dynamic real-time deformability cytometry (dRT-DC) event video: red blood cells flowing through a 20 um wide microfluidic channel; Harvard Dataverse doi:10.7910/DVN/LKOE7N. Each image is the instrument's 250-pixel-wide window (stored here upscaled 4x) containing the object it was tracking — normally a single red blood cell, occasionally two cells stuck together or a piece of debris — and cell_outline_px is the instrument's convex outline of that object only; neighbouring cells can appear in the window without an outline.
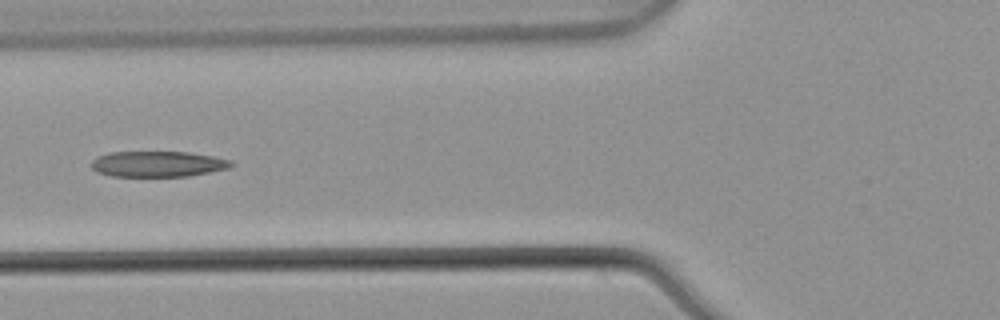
{"species": "common noctule bat (a hibernating species)", "species_latin": "Nyctalus noctula", "temperature_condition": "warm", "stored_images_in_passage": 6, "camera_frame_rate_fps": 3000, "um_per_image_px": 0.085, "animal": {"sex": "male", "body_mass_g": 21.5, "forearm_length_mm": 52.0}, "frame": {"image": 1, "passage_image": 5, "time_ms": 1.333, "image_size_px": [1000, 320], "cell_outline_px": [[236, 164], [228, 168], [188, 176], [112, 176], [96, 172], [88, 164], [96, 156], [108, 152], [188, 152], [212, 156], [232, 160]], "centroid_in_image_um": [13.37, 13.93], "position_along_channel_um": 112.4, "area_um2": 21.1}}
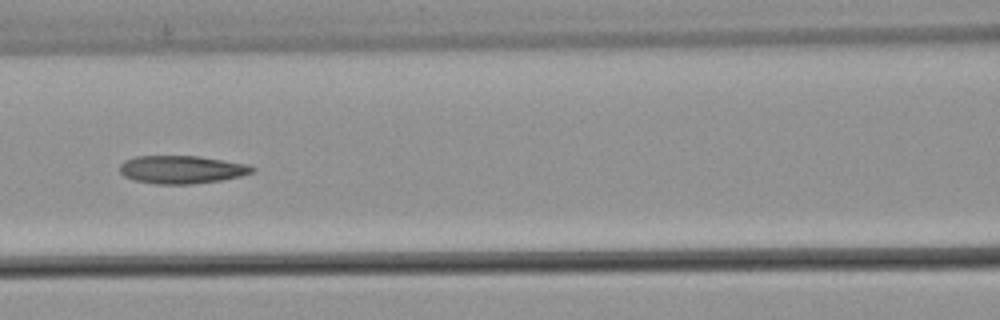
{"frame": {"image": 2, "passage_image": 6, "time_ms": 1.667, "image_size_px": [1000, 320], "cell_outline_px": [[256, 172], [240, 176], [220, 180], [192, 184], [156, 184], [132, 180], [124, 176], [120, 172], [120, 164], [124, 160], [136, 156], [196, 156], [248, 164], [256, 168]], "centroid_in_image_um": [15.43, 14.41], "position_along_channel_um": 151.2, "area_um2": 21.68}}